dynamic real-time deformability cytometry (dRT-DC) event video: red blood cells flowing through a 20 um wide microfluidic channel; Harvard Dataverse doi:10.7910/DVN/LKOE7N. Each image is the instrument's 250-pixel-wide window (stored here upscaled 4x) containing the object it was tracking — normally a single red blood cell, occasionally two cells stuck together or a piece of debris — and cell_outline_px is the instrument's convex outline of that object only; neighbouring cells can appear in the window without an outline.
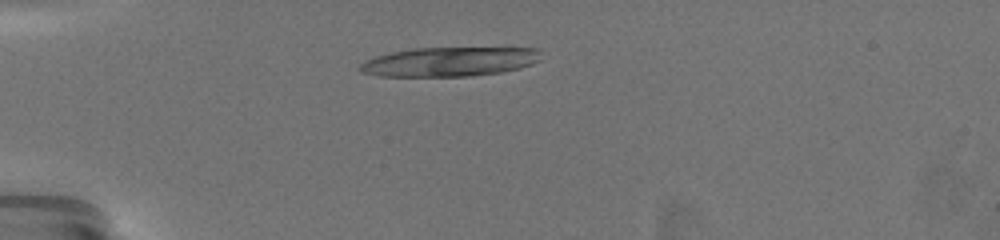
{"species": "common noctule bat (a hibernating species)", "species_latin": "Nyctalus noctula", "temperature_condition": "warm", "stored_images_in_passage": 24, "camera_frame_rate_fps": 3000, "um_per_image_px": 0.085, "animal": {"sex": "female", "body_mass_g": 19.5, "forearm_length_mm": 54.1}, "frame": {"image": 1, "passage_image": 1, "time_ms": 0.0, "image_size_px": [1000, 240], "cell_outline_px": [[536, 60], [520, 68], [500, 72], [468, 76], [380, 76], [364, 72], [360, 68], [360, 64], [376, 56], [392, 52], [416, 48], [536, 48]], "centroid_in_image_um": [38.14, 5.25], "position_along_channel_um": 46.9, "area_um2": 30.06}}